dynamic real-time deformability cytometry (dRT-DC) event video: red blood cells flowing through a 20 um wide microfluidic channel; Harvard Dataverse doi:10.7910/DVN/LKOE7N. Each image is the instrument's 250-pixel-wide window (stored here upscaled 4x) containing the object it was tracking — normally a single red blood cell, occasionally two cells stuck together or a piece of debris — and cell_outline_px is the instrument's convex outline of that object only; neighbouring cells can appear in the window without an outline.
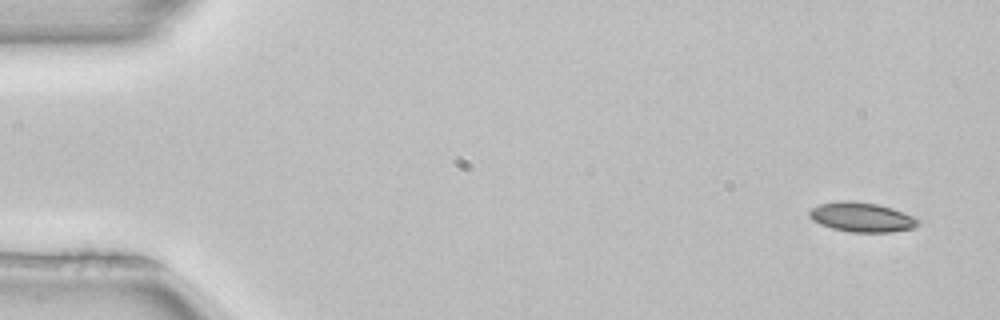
{"species": "common noctule bat (a hibernating species)", "species_latin": "Nyctalus noctula", "temperature_condition": "room temperature", "stored_images_in_passage": 14, "camera_frame_rate_fps": 3000, "um_per_image_px": 0.085, "animal": {"sex": "female", "body_mass_g": 22.7, "forearm_length_mm": 54.2}, "frame": {"image": 1, "passage_image": 1, "time_ms": 0.0, "image_size_px": [1000, 320], "cell_outline_px": [[924, 220], [920, 224], [912, 228], [892, 232], [848, 232], [832, 228], [820, 224], [812, 220], [808, 216], [808, 212], [812, 208], [820, 204], [840, 200], [852, 200], [880, 204], [904, 212]], "centroid_in_image_um": [73.28, 18.45], "position_along_channel_um": 11.7, "area_um2": 19.13}}
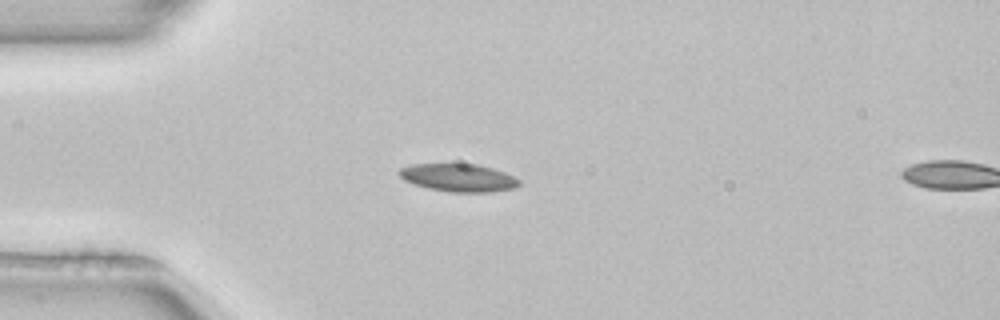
{"frame": {"image": 2, "passage_image": 12, "time_ms": 3.667, "image_size_px": [1000, 320], "cell_outline_px": [[520, 184], [516, 188], [492, 192], [448, 192], [428, 188], [404, 180], [400, 176], [400, 168], [412, 164], [476, 164], [492, 168], [504, 172], [520, 180]], "centroid_in_image_um": [39.0, 15.11], "position_along_channel_um": 46.0, "area_um2": 19.36}}